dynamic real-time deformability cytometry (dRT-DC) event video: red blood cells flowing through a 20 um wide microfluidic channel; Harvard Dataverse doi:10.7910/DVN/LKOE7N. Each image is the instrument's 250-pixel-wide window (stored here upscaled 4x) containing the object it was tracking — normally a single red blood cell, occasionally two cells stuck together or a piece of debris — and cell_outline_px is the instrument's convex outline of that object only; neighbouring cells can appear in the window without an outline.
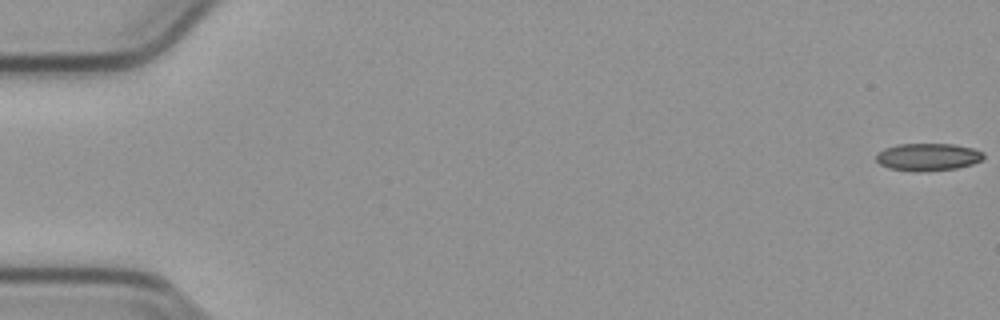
{"species": "common noctule bat (a hibernating species)", "species_latin": "Nyctalus noctula", "temperature_condition": "cold", "stored_images_in_passage": 49, "camera_frame_rate_fps": 3000, "um_per_image_px": 0.085, "animal": {"sex": "male", "body_mass_g": 23.1, "forearm_length_mm": 52.7}, "frame": {"image": 1, "passage_image": 1, "time_ms": 0.0, "image_size_px": [1000, 320], "cell_outline_px": [[984, 156], [980, 160], [972, 164], [956, 168], [924, 172], [912, 172], [888, 168], [880, 164], [876, 160], [876, 152], [884, 148], [896, 144], [952, 144], [972, 148], [984, 152]], "centroid_in_image_um": [78.82, 13.35], "position_along_channel_um": 6.2, "area_um2": 17.4}}
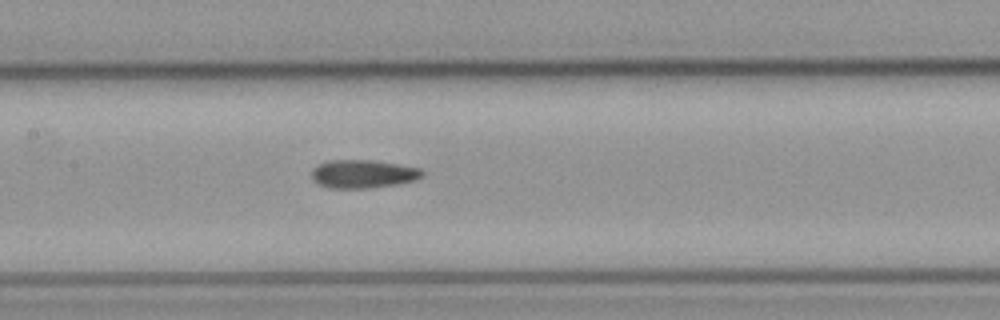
{"frame": {"image": 2, "passage_image": 27, "time_ms": 8.667, "image_size_px": [1000, 320], "cell_outline_px": [[424, 176], [416, 180], [396, 184], [368, 188], [328, 188], [312, 180], [312, 168], [316, 164], [328, 160], [372, 160], [420, 168], [424, 172]], "centroid_in_image_um": [30.83, 14.78], "position_along_channel_um": 176.6, "area_um2": 18.32}}
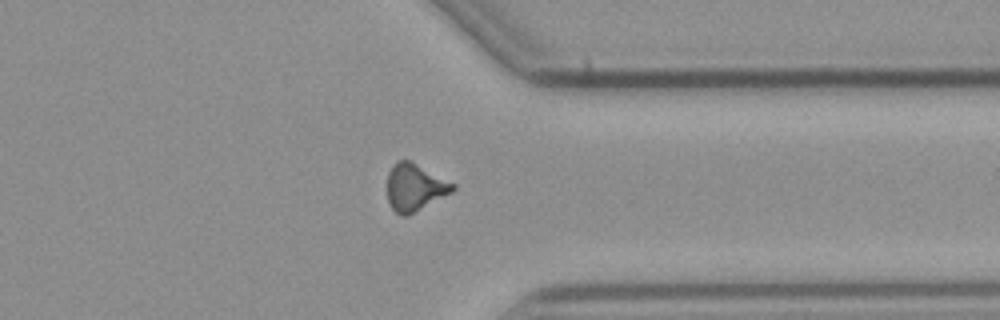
{"frame": {"image": 3, "passage_image": 43, "time_ms": 14.0, "image_size_px": [1000, 320], "cell_outline_px": [[456, 188], [452, 192], [408, 216], [404, 216], [396, 212], [392, 208], [388, 200], [388, 172], [396, 160], [408, 160], [456, 184]], "centroid_in_image_um": [35.26, 15.93], "position_along_channel_um": 376.1, "area_um2": 17.8}}